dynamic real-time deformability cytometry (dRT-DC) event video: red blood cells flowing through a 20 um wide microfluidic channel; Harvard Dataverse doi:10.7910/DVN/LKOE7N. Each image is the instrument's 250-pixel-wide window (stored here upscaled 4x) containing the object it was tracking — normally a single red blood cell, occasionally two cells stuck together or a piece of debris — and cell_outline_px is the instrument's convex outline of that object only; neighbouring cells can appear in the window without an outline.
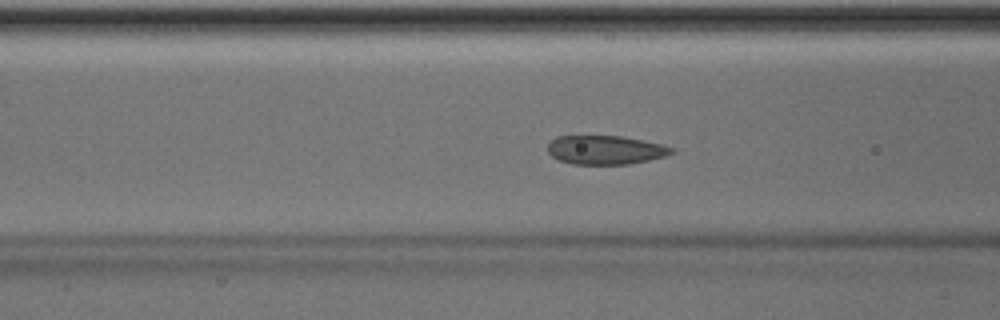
{"species": "Egyptian fruit bat (a non-hibernating species)", "species_latin": "Rousettus aegyptiacus", "temperature_condition": "room temperature", "stored_images_in_passage": 52, "camera_frame_rate_fps": 3000, "um_per_image_px": 0.085, "animal": {"sex": "male"}, "frame": {"image": 1, "passage_image": 20, "time_ms": 6.333, "image_size_px": [1000, 320], "cell_outline_px": [[676, 152], [664, 156], [648, 160], [628, 164], [572, 164], [560, 160], [552, 156], [548, 152], [548, 144], [556, 136], [620, 136], [660, 144], [676, 148]], "centroid_in_image_um": [51.46, 12.74], "position_along_channel_um": 115.1, "area_um2": 20.69}}
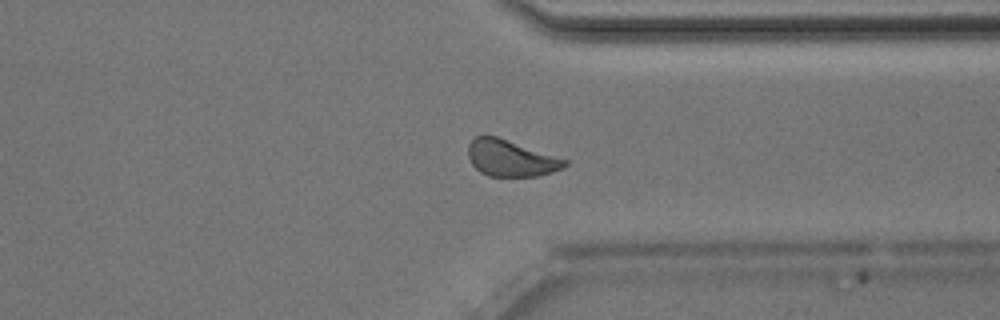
{"frame": {"image": 2, "passage_image": 39, "time_ms": 12.667, "image_size_px": [1000, 320], "cell_outline_px": [[568, 164], [564, 168], [552, 172], [536, 176], [488, 176], [480, 172], [472, 164], [468, 156], [468, 144], [476, 136], [496, 136], [568, 160]], "centroid_in_image_um": [43.42, 13.45], "position_along_channel_um": 368.0, "area_um2": 20.35}}
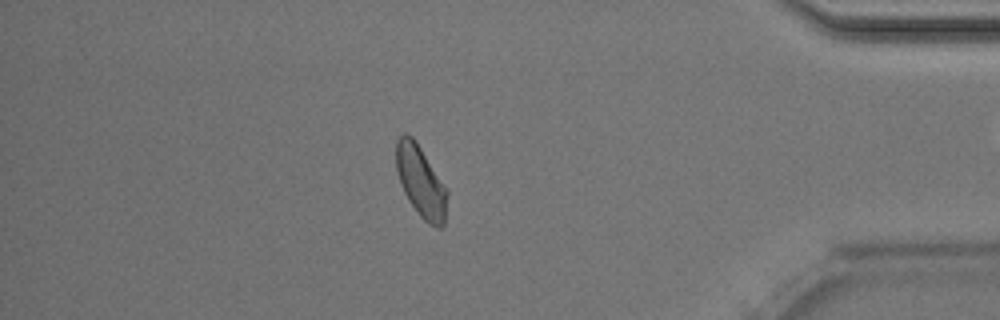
{"frame": {"image": 3, "passage_image": 44, "time_ms": 14.333, "image_size_px": [1000, 320], "cell_outline_px": [[448, 192], [444, 224], [440, 228], [436, 228], [428, 224], [420, 216], [408, 200], [400, 184], [396, 168], [396, 140], [404, 132], [408, 132], [416, 140], [448, 188]], "centroid_in_image_um": [35.78, 15.41], "position_along_channel_um": 399.4, "area_um2": 21.68}, "authors_computed_cell_mechanics": {"area_um2": 21.3282, "velocity_mm_per_s": 4.0001, "shape_relaxation_time_tau1_ms": 5.3105, "shape_relaxation_time_tau2_ms": 1.1516, "deformation_change_tau1": 0.1019, "deformation_change_tau2": 0.0529}}